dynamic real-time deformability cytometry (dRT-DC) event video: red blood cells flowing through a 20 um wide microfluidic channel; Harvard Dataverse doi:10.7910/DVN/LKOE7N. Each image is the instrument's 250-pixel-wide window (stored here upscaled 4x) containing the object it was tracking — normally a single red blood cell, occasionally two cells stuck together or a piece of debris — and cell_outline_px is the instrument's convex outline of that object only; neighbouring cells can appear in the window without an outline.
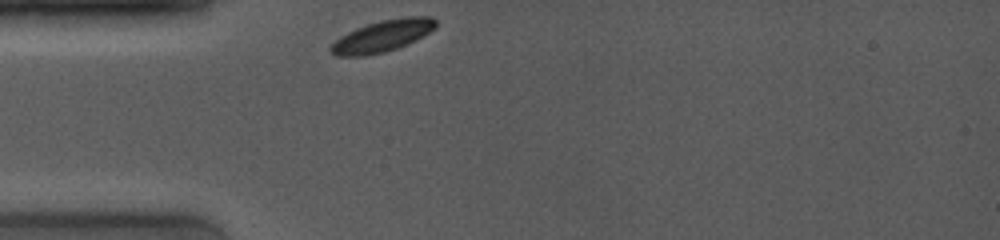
{"species": "common noctule bat (a hibernating species)", "species_latin": "Nyctalus noctula", "temperature_condition": "room temperature", "stored_images_in_passage": 65, "camera_frame_rate_fps": 4000, "um_per_image_px": 0.085, "animal": {"sex": "female", "body_mass_g": 19.0, "forearm_length_mm": 53.3}, "frame": {"image": 1, "passage_image": 1, "time_ms": 0.0, "image_size_px": [1000, 240], "cell_outline_px": [[436, 24], [428, 32], [396, 48], [384, 52], [364, 56], [336, 56], [328, 52], [328, 48], [340, 36], [356, 28], [380, 20], [408, 16], [432, 16], [436, 20]], "centroid_in_image_um": [32.43, 3.06], "position_along_channel_um": 52.6, "area_um2": 19.02}}
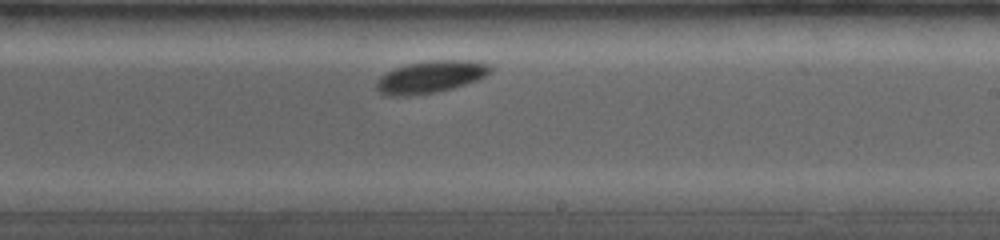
{"frame": {"image": 2, "passage_image": 37, "time_ms": 5.5, "image_size_px": [1000, 240], "cell_outline_px": [[492, 68], [484, 76], [476, 80], [452, 88], [436, 92], [408, 96], [388, 96], [380, 92], [376, 88], [376, 80], [380, 76], [396, 68], [408, 64], [432, 60], [468, 60], [488, 64]], "centroid_in_image_um": [36.55, 6.54], "position_along_channel_um": 252.4, "area_um2": 21.04}}
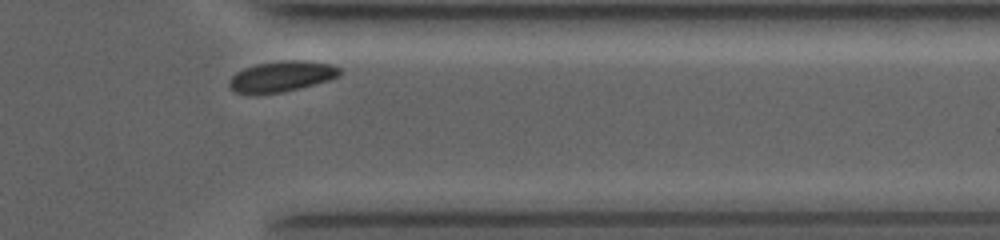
{"frame": {"image": 3, "passage_image": 60, "time_ms": 9.0, "image_size_px": [1000, 240], "cell_outline_px": [[340, 76], [328, 80], [280, 92], [256, 96], [236, 92], [228, 84], [232, 76], [236, 72], [244, 68], [256, 64], [284, 60], [304, 60], [332, 64], [340, 68]], "centroid_in_image_um": [23.9, 6.5], "position_along_channel_um": 387.5, "area_um2": 19.77}, "authors_computed_cell_mechanics": {"area_um2": 20.4612, "velocity_mm_per_s": 3.814, "shape_relaxation_time_tau1_ms": 1.3621, "shape_relaxation_time_tau2_ms": null, "deformation_change_tau1": 0.0473, "deformation_change_tau2": null}}